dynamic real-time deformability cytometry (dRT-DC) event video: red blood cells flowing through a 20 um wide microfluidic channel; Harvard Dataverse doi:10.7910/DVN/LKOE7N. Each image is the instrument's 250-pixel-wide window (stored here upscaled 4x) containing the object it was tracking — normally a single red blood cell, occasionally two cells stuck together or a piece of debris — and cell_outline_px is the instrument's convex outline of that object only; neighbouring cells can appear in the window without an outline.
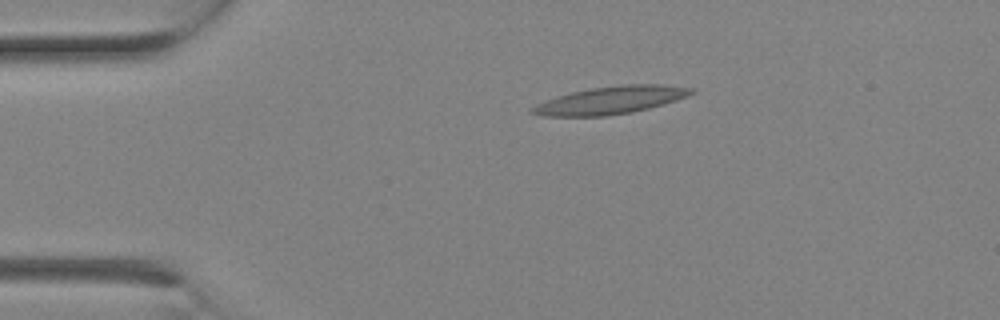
{"species": "Egyptian fruit bat (a non-hibernating species)", "species_latin": "Rousettus aegyptiacus", "temperature_condition": "room temperature", "stored_images_in_passage": 3, "camera_frame_rate_fps": 3000, "um_per_image_px": 0.085, "animal": {"sex": "female"}, "frame": {"image": 1, "passage_image": 2, "time_ms": 0.333, "image_size_px": [1000, 320], "cell_outline_px": [[696, 92], [688, 96], [664, 104], [632, 112], [604, 116], [544, 116], [528, 112], [536, 104], [544, 100], [556, 96], [572, 92], [592, 88], [624, 84], [660, 84], [692, 88]], "centroid_in_image_um": [51.9, 8.51], "position_along_channel_um": 33.1, "area_um2": 25.55}}
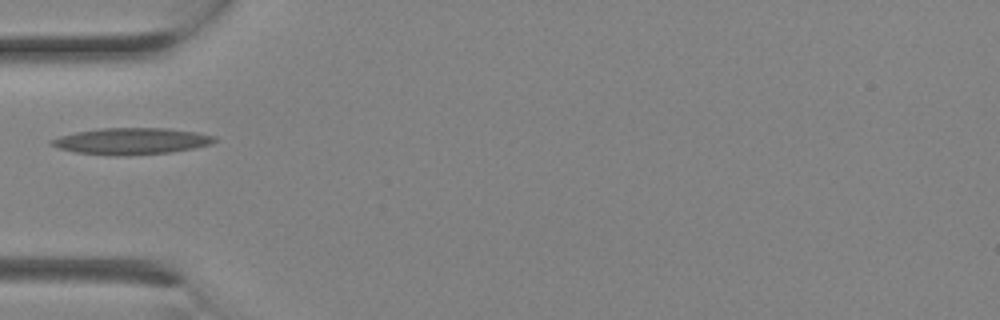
{"frame": {"image": 2, "passage_image": 3, "time_ms": 0.667, "image_size_px": [1000, 320], "cell_outline_px": [[216, 140], [212, 144], [192, 148], [168, 152], [128, 156], [112, 156], [76, 152], [60, 148], [48, 144], [48, 140], [60, 136], [76, 132], [100, 128], [168, 128], [196, 132], [216, 136]], "centroid_in_image_um": [11.15, 12.0], "position_along_channel_um": 73.9, "area_um2": 25.26}}